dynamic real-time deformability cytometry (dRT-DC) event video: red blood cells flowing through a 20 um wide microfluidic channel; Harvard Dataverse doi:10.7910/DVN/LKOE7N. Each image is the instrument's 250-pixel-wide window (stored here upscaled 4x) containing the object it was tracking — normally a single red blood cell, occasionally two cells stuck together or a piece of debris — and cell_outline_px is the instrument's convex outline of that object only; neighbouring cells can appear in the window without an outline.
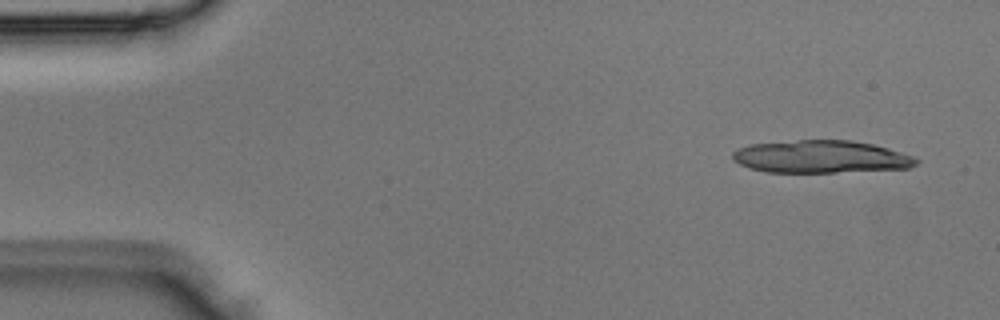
{"species": "Egyptian fruit bat (a non-hibernating species)", "species_latin": "Rousettus aegyptiacus", "temperature_condition": "room temperature", "stored_images_in_passage": 4, "camera_frame_rate_fps": 3000, "um_per_image_px": 0.085, "animal": {"sex": "male"}, "frame": {"image": 1, "passage_image": 1, "time_ms": 0.0, "image_size_px": [1000, 320], "cell_outline_px": [[920, 160], [916, 164], [908, 168], [836, 172], [768, 172], [748, 168], [732, 160], [732, 152], [748, 144], [800, 140], [852, 140], [872, 144], [888, 148], [912, 156]], "centroid_in_image_um": [69.75, 13.32], "position_along_channel_um": 15.3, "area_um2": 34.8}}